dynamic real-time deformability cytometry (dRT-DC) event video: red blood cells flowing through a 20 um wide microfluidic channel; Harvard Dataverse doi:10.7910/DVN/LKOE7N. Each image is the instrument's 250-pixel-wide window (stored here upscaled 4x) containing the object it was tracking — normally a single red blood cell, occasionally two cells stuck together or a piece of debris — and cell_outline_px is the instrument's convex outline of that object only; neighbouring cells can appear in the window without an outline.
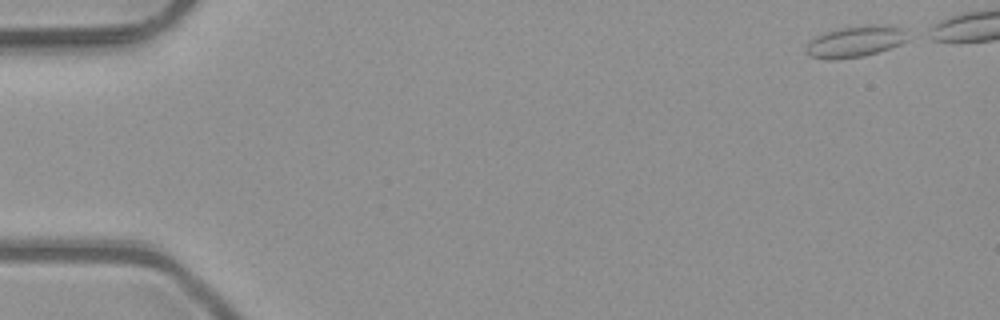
{"species": "common noctule bat (a hibernating species)", "species_latin": "Nyctalus noctula", "temperature_condition": "room temperature", "stored_images_in_passage": 42, "camera_frame_rate_fps": 3000, "um_per_image_px": 0.085, "animal": {"sex": "male", "body_mass_g": 23.1, "forearm_length_mm": 52.7}, "frame": {"image": 1, "passage_image": 1, "time_ms": 0.0, "image_size_px": [1000, 320], "cell_outline_px": [[908, 40], [900, 44], [864, 56], [836, 60], [828, 60], [812, 56], [804, 52], [804, 48], [816, 36], [824, 32], [840, 28], [868, 24], [880, 24], [900, 28]], "centroid_in_image_um": [72.64, 3.54], "position_along_channel_um": 12.4, "area_um2": 18.32}}
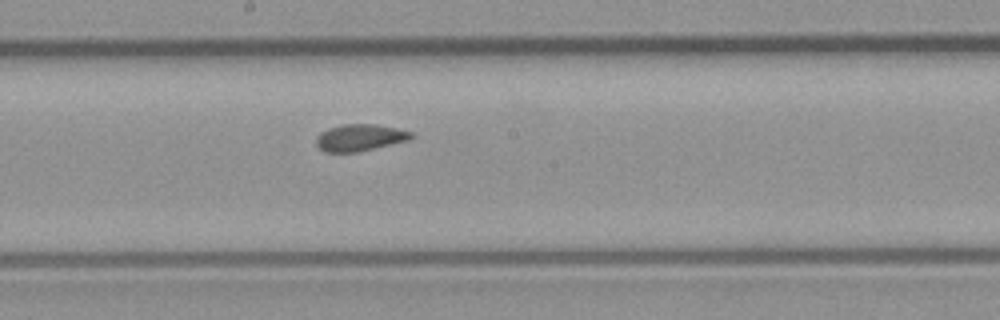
{"frame": {"image": 2, "passage_image": 26, "time_ms": 8.333, "image_size_px": [1000, 320], "cell_outline_px": [[412, 136], [408, 140], [356, 152], [324, 152], [316, 144], [316, 136], [320, 132], [328, 128], [344, 124], [376, 124], [396, 128], [412, 132]], "centroid_in_image_um": [30.54, 11.69], "position_along_channel_um": 217.7, "area_um2": 14.68}}
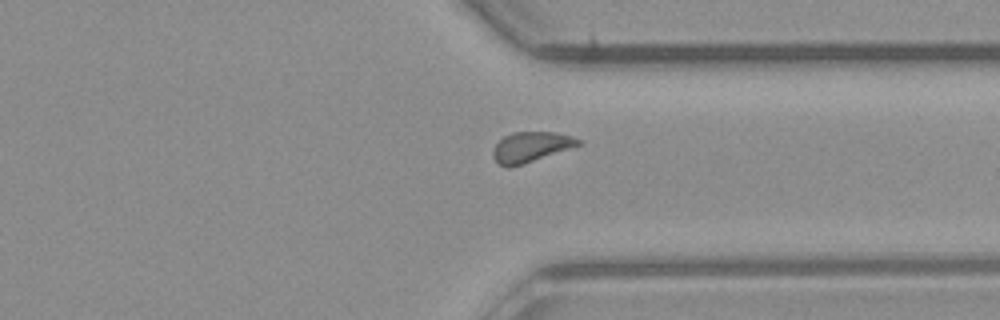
{"frame": {"image": 3, "passage_image": 37, "time_ms": 12.0, "image_size_px": [1000, 320], "cell_outline_px": [[584, 144], [524, 164], [508, 168], [500, 164], [492, 156], [492, 152], [496, 144], [504, 136], [512, 132], [556, 132], [572, 136], [580, 140]], "centroid_in_image_um": [45.15, 12.49], "position_along_channel_um": 366.2, "area_um2": 15.14}}